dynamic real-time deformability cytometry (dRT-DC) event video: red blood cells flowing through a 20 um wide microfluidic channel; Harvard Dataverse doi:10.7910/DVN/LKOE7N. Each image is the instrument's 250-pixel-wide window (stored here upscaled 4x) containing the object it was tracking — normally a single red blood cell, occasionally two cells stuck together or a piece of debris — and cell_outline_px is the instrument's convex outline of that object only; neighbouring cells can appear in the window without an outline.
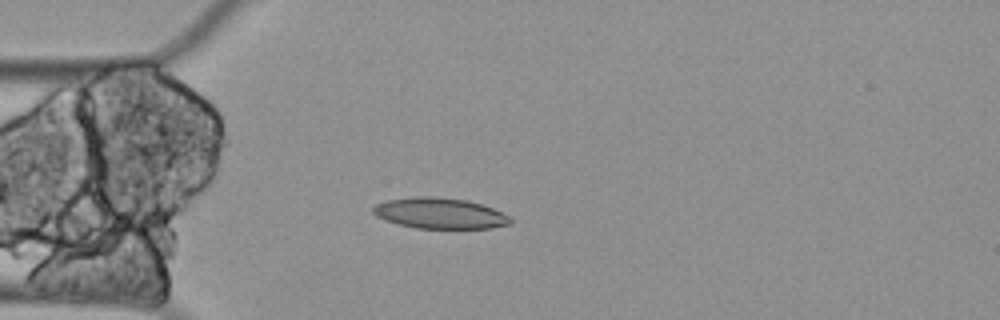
{"species": "Egyptian fruit bat (a non-hibernating species)", "species_latin": "Rousettus aegyptiacus", "temperature_condition": "cold", "stored_images_in_passage": 50, "camera_frame_rate_fps": 3000, "um_per_image_px": 0.085, "animal": {"sex": "female"}, "frame": {"image": 1, "passage_image": 6, "time_ms": 1.667, "image_size_px": [1000, 320], "cell_outline_px": [[512, 224], [492, 228], [416, 228], [384, 220], [376, 216], [372, 212], [372, 208], [376, 204], [388, 200], [416, 196], [432, 196], [468, 200], [492, 208], [512, 216]], "centroid_in_image_um": [37.42, 18.13], "position_along_channel_um": 47.6, "area_um2": 24.74}}
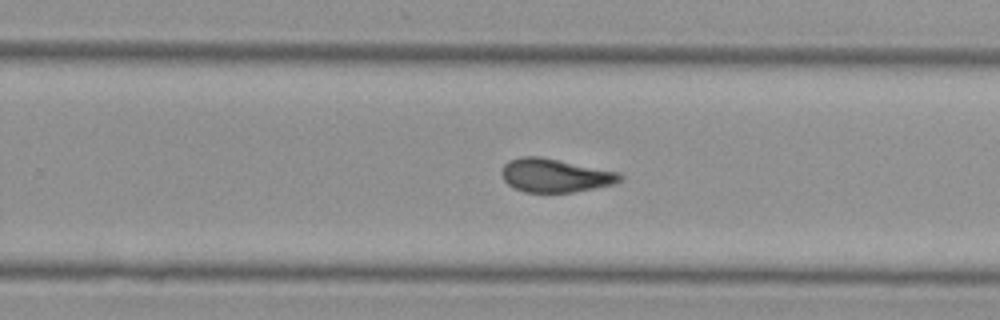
{"frame": {"image": 2, "passage_image": 28, "time_ms": 9.0, "image_size_px": [1000, 320], "cell_outline_px": [[624, 180], [616, 184], [572, 192], [524, 192], [508, 184], [504, 180], [500, 172], [504, 164], [508, 160], [520, 156], [540, 156], [620, 172], [624, 176]], "centroid_in_image_um": [47.21, 14.9], "position_along_channel_um": 282.6, "area_um2": 23.35}}
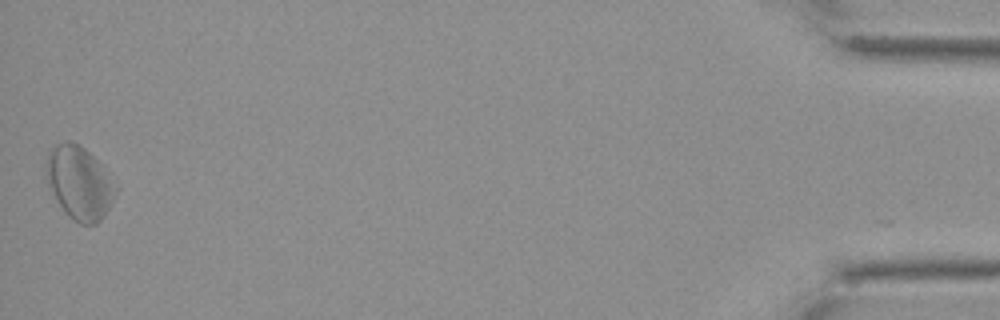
{"frame": {"image": 3, "passage_image": 50, "time_ms": 16.333, "image_size_px": [1000, 320], "cell_outline_px": [[116, 192], [104, 216], [96, 224], [80, 224], [68, 216], [64, 212], [52, 192], [48, 184], [44, 168], [44, 164], [48, 152], [56, 144], [68, 140], [84, 148], [96, 160], [116, 188]], "centroid_in_image_um": [6.68, 15.55], "position_along_channel_um": 428.5, "area_um2": 29.02}, "authors_computed_cell_mechanics": {"area_um2": 23.7558, "velocity_mm_per_s": 3.24, "shape_relaxation_time_tau1_ms": null, "shape_relaxation_time_tau2_ms": 4.3689, "deformation_change_tau1": null, "deformation_change_tau2": 0.1201}}